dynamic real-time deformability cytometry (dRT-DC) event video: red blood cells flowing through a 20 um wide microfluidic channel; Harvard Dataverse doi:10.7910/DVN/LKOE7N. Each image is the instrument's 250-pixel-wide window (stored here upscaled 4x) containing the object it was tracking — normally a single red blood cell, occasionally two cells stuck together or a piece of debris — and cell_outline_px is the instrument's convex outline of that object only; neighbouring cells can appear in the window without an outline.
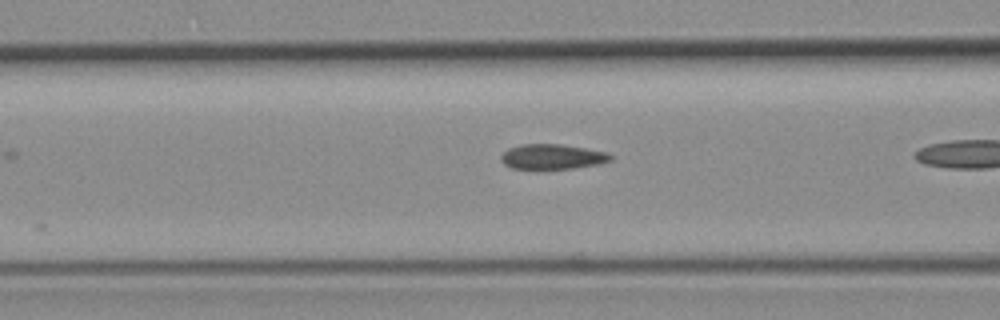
{"species": "common noctule bat (a hibernating species)", "species_latin": "Nyctalus noctula", "temperature_condition": "room temperature", "stored_images_in_passage": 10, "camera_frame_rate_fps": 3000, "um_per_image_px": 0.085, "animal": {"sex": "female", "body_mass_g": 19.3, "forearm_length_mm": 54.1}, "frame": {"image": 1, "passage_image": 5, "time_ms": 1.333, "image_size_px": [1000, 320], "cell_outline_px": [[612, 160], [600, 164], [572, 168], [512, 168], [504, 164], [500, 160], [500, 156], [508, 148], [520, 144], [560, 144], [608, 152], [612, 156]], "centroid_in_image_um": [46.95, 13.31], "position_along_channel_um": 119.7, "area_um2": 15.9}}
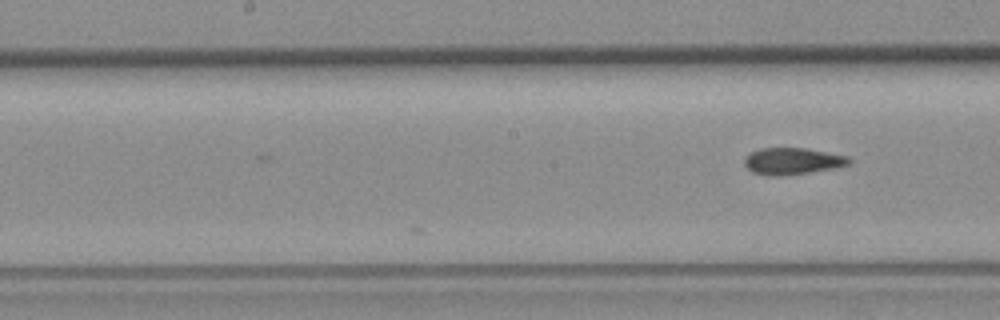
{"frame": {"image": 2, "passage_image": 10, "time_ms": 3.0, "image_size_px": [1000, 320], "cell_outline_px": [[852, 160], [848, 164], [836, 168], [780, 176], [768, 176], [752, 172], [744, 164], [744, 156], [760, 148], [804, 148], [848, 156]], "centroid_in_image_um": [67.33, 13.7], "position_along_channel_um": 180.9, "area_um2": 16.24}}